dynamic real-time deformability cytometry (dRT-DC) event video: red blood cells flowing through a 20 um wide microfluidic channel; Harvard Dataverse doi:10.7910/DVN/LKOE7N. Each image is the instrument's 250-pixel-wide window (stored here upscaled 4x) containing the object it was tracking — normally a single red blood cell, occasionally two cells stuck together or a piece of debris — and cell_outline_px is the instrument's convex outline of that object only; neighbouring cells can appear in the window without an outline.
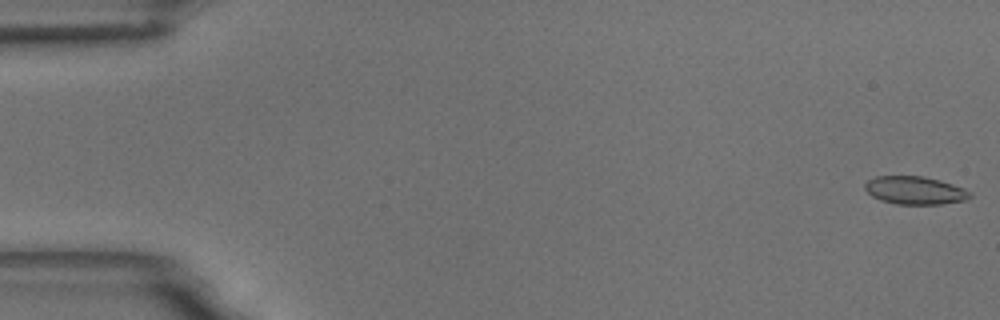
{"species": "common noctule bat (a hibernating species)", "species_latin": "Nyctalus noctula", "temperature_condition": "room temperature", "stored_images_in_passage": 55, "camera_frame_rate_fps": 3000, "um_per_image_px": 0.085, "animal": {"sex": "male", "body_mass_g": 18.8}, "frame": {"image": 1, "passage_image": 1, "time_ms": 0.0, "image_size_px": [1000, 320], "cell_outline_px": [[972, 196], [968, 200], [940, 204], [896, 204], [880, 200], [872, 196], [864, 188], [864, 184], [868, 180], [876, 176], [924, 176], [952, 184], [964, 188], [972, 192]], "centroid_in_image_um": [77.79, 16.18], "position_along_channel_um": 7.2, "area_um2": 17.22}}
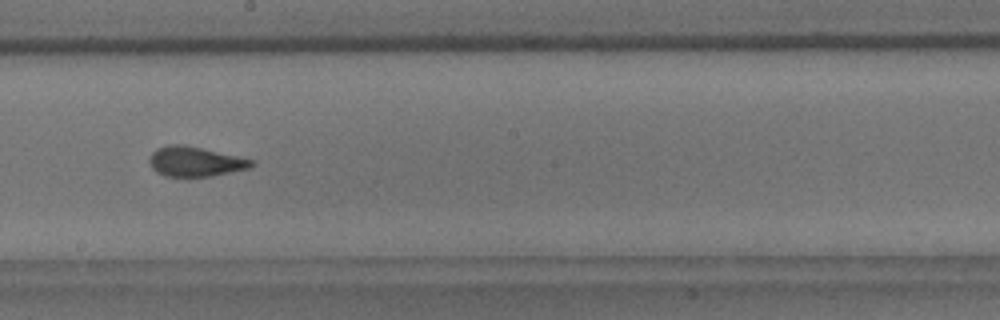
{"frame": {"image": 2, "passage_image": 31, "time_ms": 10.0, "image_size_px": [1000, 320], "cell_outline_px": [[256, 164], [248, 168], [212, 176], [164, 176], [156, 172], [152, 168], [148, 160], [152, 152], [156, 148], [168, 144], [184, 144], [256, 160]], "centroid_in_image_um": [16.58, 13.72], "position_along_channel_um": 231.6, "area_um2": 17.86}}
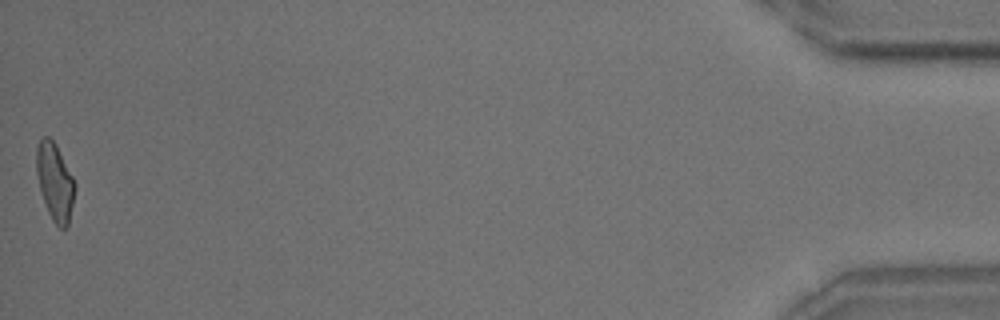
{"frame": {"image": 3, "passage_image": 55, "time_ms": 18.0, "image_size_px": [1000, 320], "cell_outline_px": [[76, 188], [68, 224], [64, 228], [60, 228], [52, 220], [48, 212], [40, 188], [36, 172], [36, 148], [40, 140], [44, 136], [48, 136], [56, 144], [76, 184]], "centroid_in_image_um": [4.67, 15.44], "position_along_channel_um": 430.5, "area_um2": 17.11}, "authors_computed_cell_mechanics": {"area_um2": 17.7446, "velocity_mm_per_s": 3.6882, "shape_relaxation_time_tau1_ms": 10.1874, "shape_relaxation_time_tau2_ms": 1.5639, "deformation_change_tau1": 0.2127, "deformation_change_tau2": 0.0541}}